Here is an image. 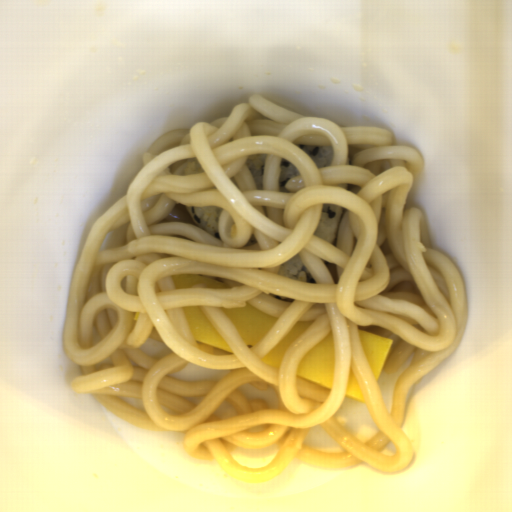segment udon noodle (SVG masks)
Listing matches in <instances>:
<instances>
[{
  "mask_svg": "<svg viewBox=\"0 0 512 512\" xmlns=\"http://www.w3.org/2000/svg\"><path fill=\"white\" fill-rule=\"evenodd\" d=\"M298 143L332 145V164L318 168ZM393 143L384 127H340L258 94L229 116L156 139L125 196L95 221L75 269L63 325L65 353L82 373L73 393L92 394L140 429L184 433L187 456L217 460L250 484L275 478L293 459L335 470L360 462L388 473L407 467L408 391L454 352L469 308L464 279L432 249L423 212L405 210L425 160ZM254 153H266L264 192L246 169ZM284 157L298 171L286 191L278 183ZM330 203L344 208L334 245L314 233ZM185 205L223 209L220 239ZM296 255L305 264L297 281L277 275ZM248 303L278 319L251 350L221 309ZM193 306L232 353L196 343L182 309ZM303 321L310 323L281 369L266 364L261 358ZM358 328L392 339L376 380ZM329 330L332 391L296 374ZM149 337L173 352L161 359L142 352ZM189 362L231 371L216 382L169 376ZM350 368L367 406L343 394ZM317 424L346 452L304 444ZM275 443L277 455L259 469L230 454Z\"/></svg>",
  "mask_w": 512,
  "mask_h": 512,
  "instance_id": "d5520da0",
  "label": "udon noodle"
}]
</instances>
